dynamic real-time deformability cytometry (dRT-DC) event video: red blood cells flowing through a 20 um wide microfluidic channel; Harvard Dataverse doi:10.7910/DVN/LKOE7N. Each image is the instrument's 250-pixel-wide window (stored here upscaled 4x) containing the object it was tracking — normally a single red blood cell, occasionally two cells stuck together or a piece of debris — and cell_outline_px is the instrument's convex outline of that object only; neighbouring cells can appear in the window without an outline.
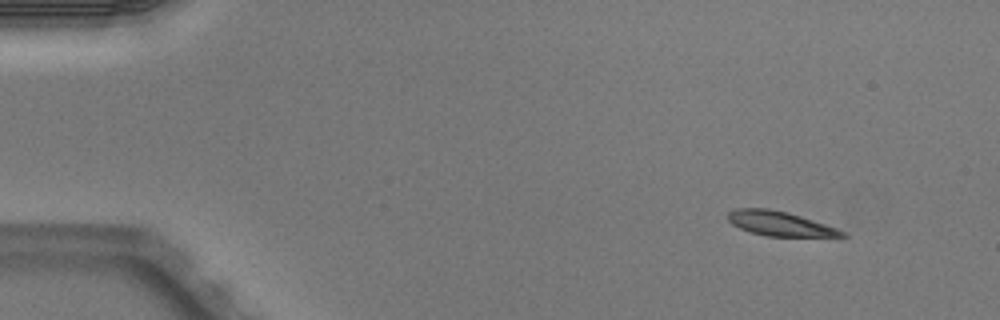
{"species": "Egyptian fruit bat (a non-hibernating species)", "species_latin": "Rousettus aegyptiacus", "temperature_condition": "warm", "stored_images_in_passage": 6, "camera_frame_rate_fps": 3000, "um_per_image_px": 0.085, "animal": {"sex": "male"}, "frame": {"image": 1, "passage_image": 1, "time_ms": 0.0, "image_size_px": [1000, 320], "cell_outline_px": [[848, 236], [764, 236], [740, 228], [732, 224], [728, 220], [728, 212], [736, 208], [768, 208], [788, 212], [836, 228], [844, 232]], "centroid_in_image_um": [66.23, 18.99], "position_along_channel_um": 18.8, "area_um2": 16.01}}
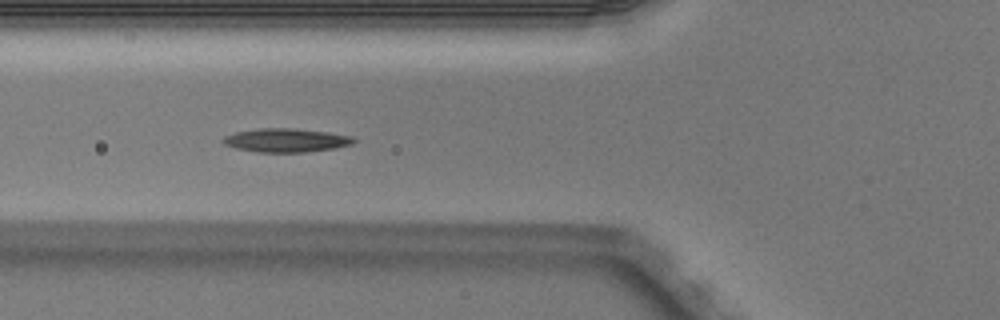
{"frame": {"image": 2, "passage_image": 5, "time_ms": 1.333, "image_size_px": [1000, 320], "cell_outline_px": [[356, 140], [352, 144], [336, 148], [304, 152], [256, 152], [236, 148], [224, 144], [220, 140], [224, 136], [236, 132], [260, 128], [296, 128], [328, 132], [352, 136]], "centroid_in_image_um": [24.31, 11.92], "position_along_channel_um": 101.5, "area_um2": 18.09}}
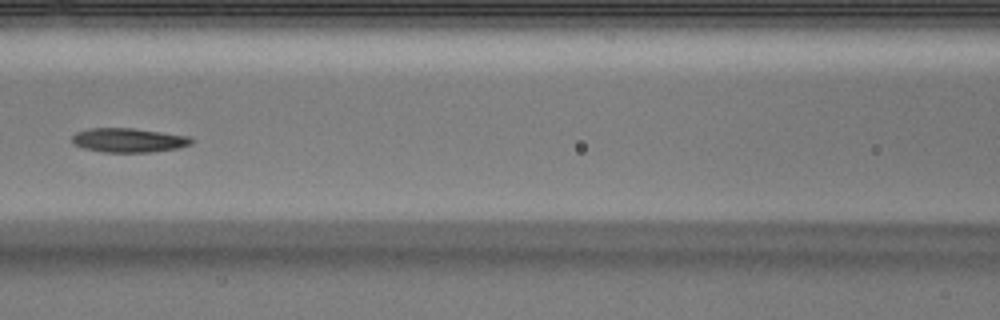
{"frame": {"image": 3, "passage_image": 6, "time_ms": 1.667, "image_size_px": [1000, 320], "cell_outline_px": [[196, 140], [192, 144], [180, 148], [152, 152], [104, 152], [84, 148], [72, 144], [72, 136], [76, 132], [88, 128], [132, 128], [192, 136]], "centroid_in_image_um": [10.99, 11.91], "position_along_channel_um": 155.6, "area_um2": 17.11}}